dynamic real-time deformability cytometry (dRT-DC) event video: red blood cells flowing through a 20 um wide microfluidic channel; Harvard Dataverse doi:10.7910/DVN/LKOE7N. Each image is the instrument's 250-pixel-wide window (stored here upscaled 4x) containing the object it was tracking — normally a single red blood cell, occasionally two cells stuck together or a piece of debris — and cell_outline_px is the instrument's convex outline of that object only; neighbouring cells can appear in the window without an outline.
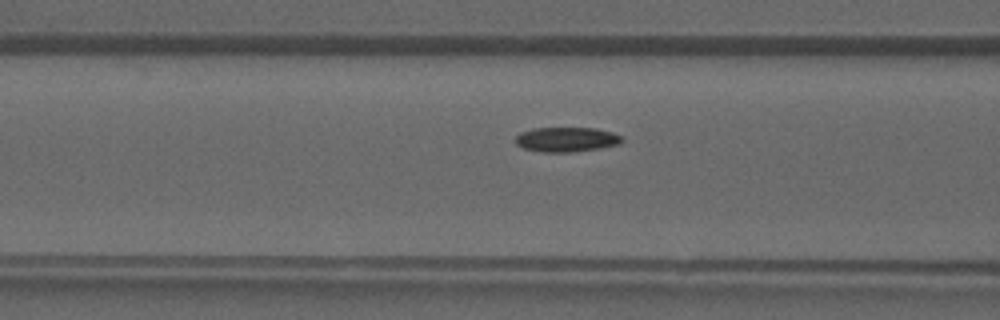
{"species": "common noctule bat (a hibernating species)", "species_latin": "Nyctalus noctula", "temperature_condition": "warm", "stored_images_in_passage": 30, "camera_frame_rate_fps": 3000, "um_per_image_px": 0.085, "animal": {"sex": "male", "forearm_length_mm": 52.5}, "frame": {"image": 1, "passage_image": 5, "time_ms": 1.333, "image_size_px": [1000, 320], "cell_outline_px": [[624, 140], [620, 144], [600, 148], [572, 152], [544, 152], [524, 148], [516, 144], [516, 136], [520, 132], [536, 128], [596, 128], [612, 132], [620, 136]], "centroid_in_image_um": [48.17, 11.85], "position_along_channel_um": 118.4, "area_um2": 15.26}}
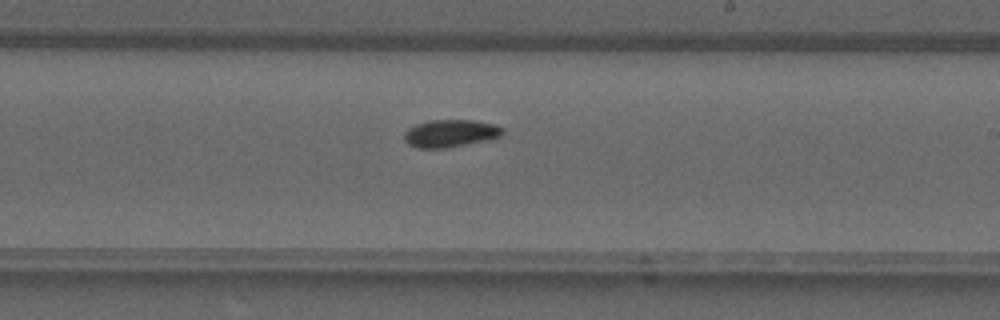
{"frame": {"image": 2, "passage_image": 13, "time_ms": 4.0, "image_size_px": [1000, 320], "cell_outline_px": [[504, 132], [500, 136], [484, 140], [444, 148], [416, 148], [408, 144], [404, 140], [404, 132], [408, 128], [416, 124], [428, 120], [472, 120], [496, 124], [504, 128]], "centroid_in_image_um": [38.25, 11.32], "position_along_channel_um": 250.8, "area_um2": 15.72}}
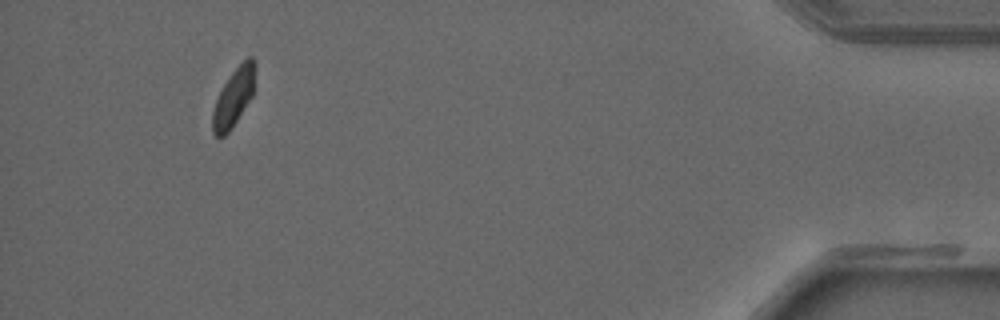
{"frame": {"image": 3, "passage_image": 27, "time_ms": 8.667, "image_size_px": [1000, 320], "cell_outline_px": [[256, 68], [252, 96], [232, 128], [224, 136], [216, 136], [212, 132], [212, 112], [216, 100], [224, 84], [232, 72], [248, 56], [252, 56], [256, 60]], "centroid_in_image_um": [19.88, 8.26], "position_along_channel_um": 415.3, "area_um2": 14.33}}